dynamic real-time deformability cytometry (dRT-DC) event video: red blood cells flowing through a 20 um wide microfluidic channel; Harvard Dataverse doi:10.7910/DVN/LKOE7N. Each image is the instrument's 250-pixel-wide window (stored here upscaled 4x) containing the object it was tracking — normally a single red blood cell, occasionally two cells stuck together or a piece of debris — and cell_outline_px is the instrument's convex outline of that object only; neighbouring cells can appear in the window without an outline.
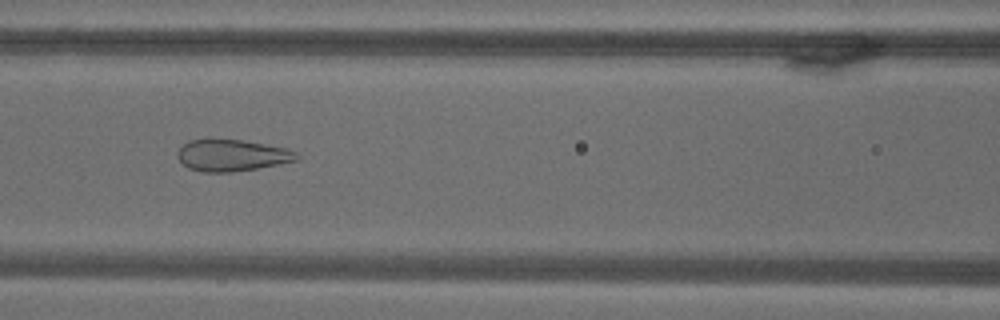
{"species": "common noctule bat (a hibernating species)", "species_latin": "Nyctalus noctula", "temperature_condition": "warm", "stored_images_in_passage": 52, "camera_frame_rate_fps": 3000, "um_per_image_px": 0.085, "animal": {"sex": "male", "body_mass_g": 18.8}, "frame": {"image": 1, "passage_image": 12, "time_ms": 3.667, "image_size_px": [1000, 320], "cell_outline_px": [[300, 160], [280, 164], [232, 172], [200, 172], [188, 168], [176, 156], [176, 152], [188, 140], [208, 136], [244, 140], [288, 148], [296, 152], [300, 156]], "centroid_in_image_um": [19.69, 13.16], "position_along_channel_um": 146.9, "area_um2": 22.83}}
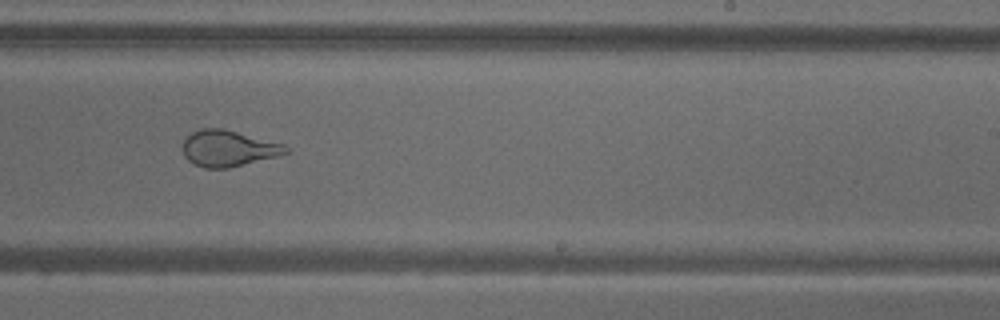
{"frame": {"image": 2, "passage_image": 25, "time_ms": 8.0, "image_size_px": [1000, 320], "cell_outline_px": [[292, 152], [228, 168], [204, 168], [188, 160], [184, 156], [180, 144], [192, 132], [200, 128], [224, 128], [284, 144]], "centroid_in_image_um": [19.38, 12.6], "position_along_channel_um": 269.6, "area_um2": 21.79}}
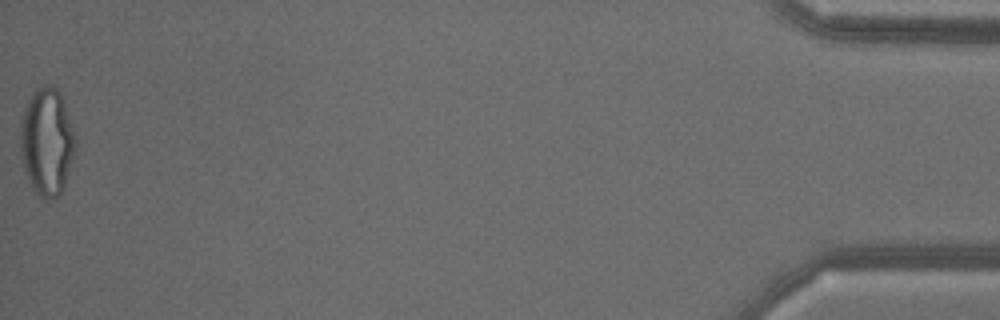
{"frame": {"image": 3, "passage_image": 52, "time_ms": 17.0, "image_size_px": [1000, 320], "cell_outline_px": [[76, 148], [64, 184], [60, 192], [52, 200], [48, 200], [40, 196], [32, 188], [24, 172], [20, 148], [20, 124], [24, 108], [32, 92], [36, 88], [44, 84], [52, 84], [60, 92], [76, 136]], "centroid_in_image_um": [3.97, 12.01], "position_along_channel_um": 431.2, "area_um2": 34.68}}